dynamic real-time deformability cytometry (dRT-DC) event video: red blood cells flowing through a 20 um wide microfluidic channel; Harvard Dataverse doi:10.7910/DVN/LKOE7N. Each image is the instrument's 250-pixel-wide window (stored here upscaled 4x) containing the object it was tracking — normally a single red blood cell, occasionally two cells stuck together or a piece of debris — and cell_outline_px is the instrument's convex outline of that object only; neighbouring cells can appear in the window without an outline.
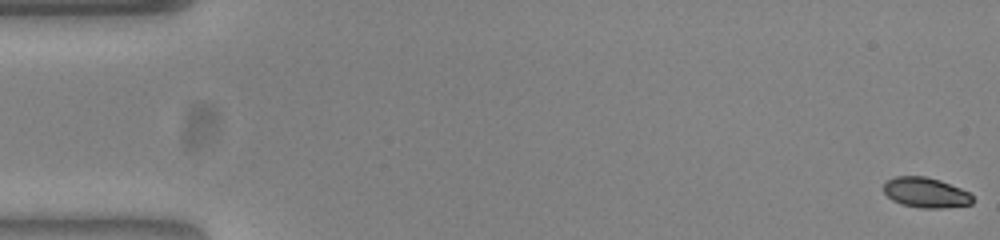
{"species": "common noctule bat (a hibernating species)", "species_latin": "Nyctalus noctula", "temperature_condition": "warm", "stored_images_in_passage": 54, "camera_frame_rate_fps": 3000, "um_per_image_px": 0.085, "animal": {"sex": "female", "body_mass_g": 23.0, "forearm_length_mm": 53.4}, "frame": {"image": 1, "passage_image": 1, "time_ms": 0.0, "image_size_px": [1000, 240], "cell_outline_px": [[972, 204], [940, 208], [920, 208], [900, 204], [892, 200], [884, 192], [884, 184], [888, 180], [896, 176], [924, 176], [940, 180], [960, 188], [968, 192], [972, 196]], "centroid_in_image_um": [78.67, 16.37], "position_along_channel_um": 6.3, "area_um2": 15.55}}
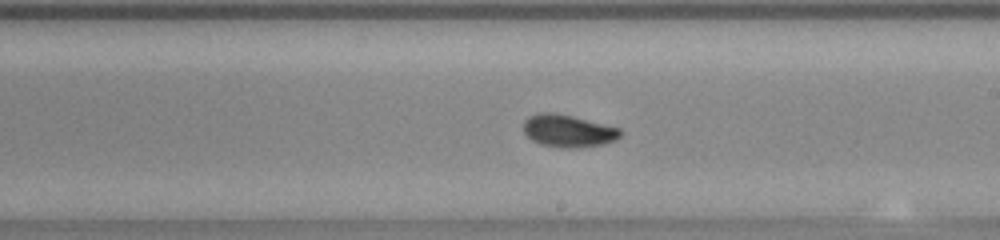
{"frame": {"image": 2, "passage_image": 31, "time_ms": 10.0, "image_size_px": [1000, 240], "cell_outline_px": [[624, 132], [616, 140], [604, 144], [576, 148], [560, 148], [540, 144], [532, 140], [524, 132], [524, 120], [528, 116], [540, 112], [552, 112], [572, 116], [620, 128]], "centroid_in_image_um": [48.3, 11.13], "position_along_channel_um": 240.7, "area_um2": 18.44}}
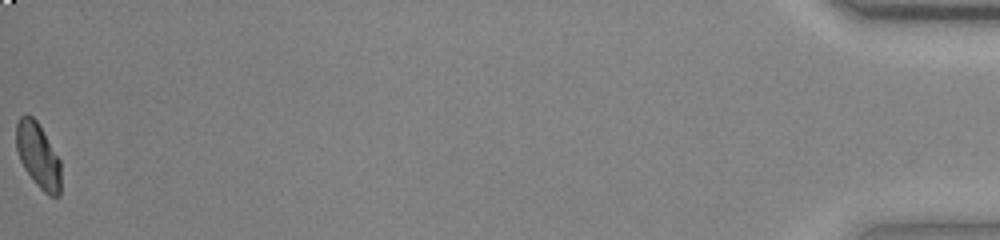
{"frame": {"image": 3, "passage_image": 54, "time_ms": 17.667, "image_size_px": [1000, 240], "cell_outline_px": [[60, 196], [48, 196], [32, 180], [24, 168], [20, 160], [16, 148], [16, 124], [20, 116], [32, 116], [36, 120], [60, 160]], "centroid_in_image_um": [3.23, 13.25], "position_along_channel_um": 432.0, "area_um2": 16.76}, "authors_computed_cell_mechanics": {"area_um2": 17.5712, "velocity_mm_per_s": 3.863, "shape_relaxation_time_tau1_ms": 5.5347, "shape_relaxation_time_tau2_ms": 1.4661, "deformation_change_tau1": 0.1851, "deformation_change_tau2": 0.0453}}